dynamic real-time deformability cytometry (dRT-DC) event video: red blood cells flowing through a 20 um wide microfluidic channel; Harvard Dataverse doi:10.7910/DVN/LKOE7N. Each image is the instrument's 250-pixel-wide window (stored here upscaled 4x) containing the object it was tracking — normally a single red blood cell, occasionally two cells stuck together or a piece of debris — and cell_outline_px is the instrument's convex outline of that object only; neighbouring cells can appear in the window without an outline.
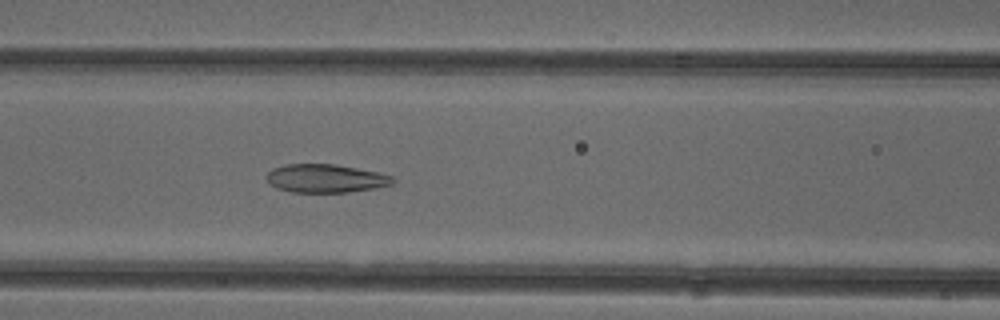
{"species": "common noctule bat (a hibernating species)", "species_latin": "Nyctalus noctula", "temperature_condition": "cold", "stored_images_in_passage": 38, "camera_frame_rate_fps": 3000, "um_per_image_px": 0.085, "animal": {"sex": "female"}, "frame": {"image": 1, "passage_image": 10, "time_ms": 3.0, "image_size_px": [1000, 320], "cell_outline_px": [[396, 180], [392, 184], [376, 188], [348, 192], [292, 192], [276, 188], [264, 176], [272, 168], [284, 164], [332, 164], [356, 168], [376, 172], [392, 176]], "centroid_in_image_um": [27.66, 15.16], "position_along_channel_um": 138.9, "area_um2": 20.81}}
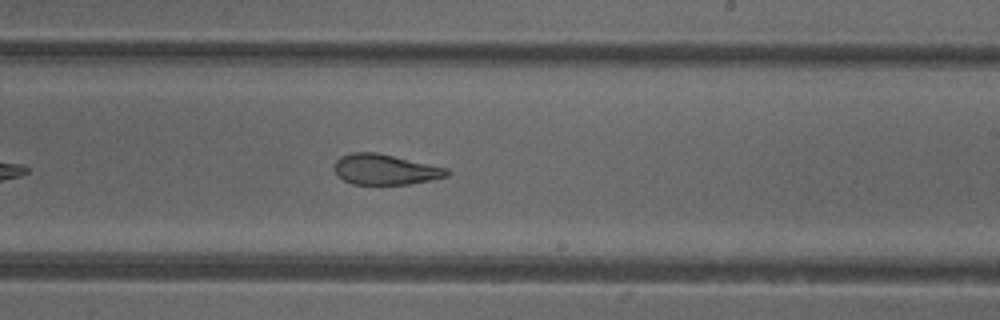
{"frame": {"image": 2, "passage_image": 19, "time_ms": 6.0, "image_size_px": [1000, 320], "cell_outline_px": [[452, 172], [448, 176], [408, 184], [352, 184], [336, 176], [336, 160], [340, 156], [352, 152], [376, 152], [448, 168]], "centroid_in_image_um": [32.74, 14.4], "position_along_channel_um": 256.3, "area_um2": 19.88}}
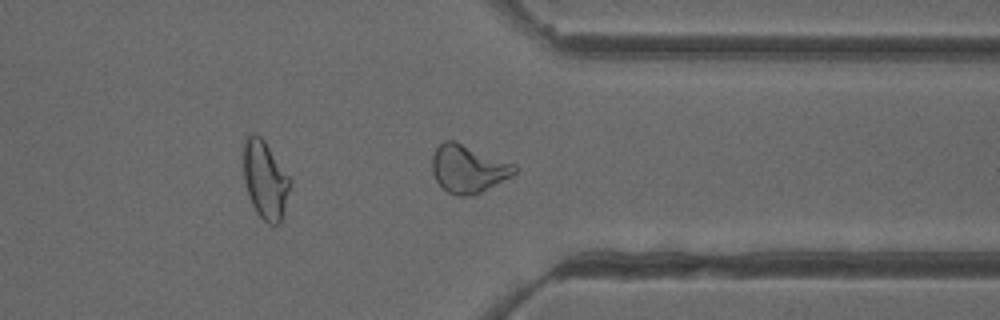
{"frame": {"image": 3, "passage_image": 28, "time_ms": 9.0, "image_size_px": [1000, 320], "cell_outline_px": [[516, 172], [512, 176], [472, 196], [456, 196], [448, 192], [436, 180], [432, 172], [432, 156], [436, 148], [444, 140], [452, 140], [516, 164]], "centroid_in_image_um": [39.79, 14.35], "position_along_channel_um": 371.6, "area_um2": 22.77}, "authors_computed_cell_mechanics": {"area_um2": 22.0507, "velocity_mm_per_s": 3.9143, "shape_relaxation_time_tau1_ms": null, "shape_relaxation_time_tau2_ms": 1.7341, "deformation_change_tau1": null, "deformation_change_tau2": 0.088}}